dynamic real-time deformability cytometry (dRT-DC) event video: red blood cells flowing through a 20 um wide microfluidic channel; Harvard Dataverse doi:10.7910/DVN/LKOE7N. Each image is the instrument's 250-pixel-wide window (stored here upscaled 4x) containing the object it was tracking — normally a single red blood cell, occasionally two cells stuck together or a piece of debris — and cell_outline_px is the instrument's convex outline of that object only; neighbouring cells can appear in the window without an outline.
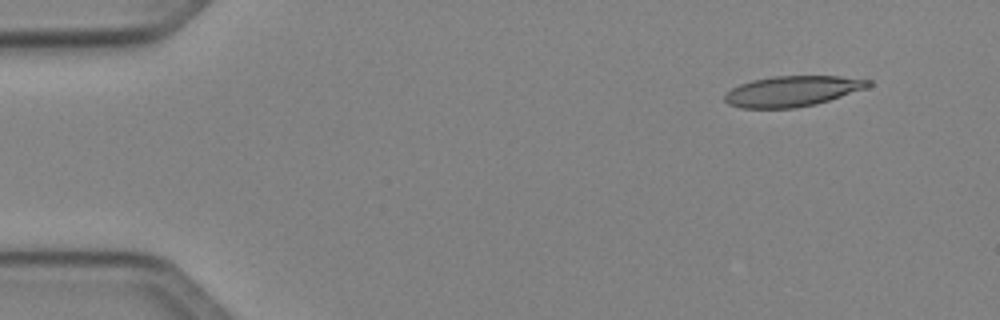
{"species": "Egyptian fruit bat (a non-hibernating species)", "species_latin": "Rousettus aegyptiacus", "temperature_condition": "cold", "stored_images_in_passage": 4, "camera_frame_rate_fps": 3000, "um_per_image_px": 0.085, "animal": {"sex": "female"}, "frame": {"image": 1, "passage_image": 1, "time_ms": 0.0, "image_size_px": [1000, 320], "cell_outline_px": [[872, 84], [868, 88], [816, 104], [796, 108], [740, 108], [728, 104], [724, 100], [724, 96], [732, 88], [740, 84], [752, 80], [772, 76], [840, 76], [872, 80]], "centroid_in_image_um": [67.37, 7.75], "position_along_channel_um": 17.6, "area_um2": 25.66}}
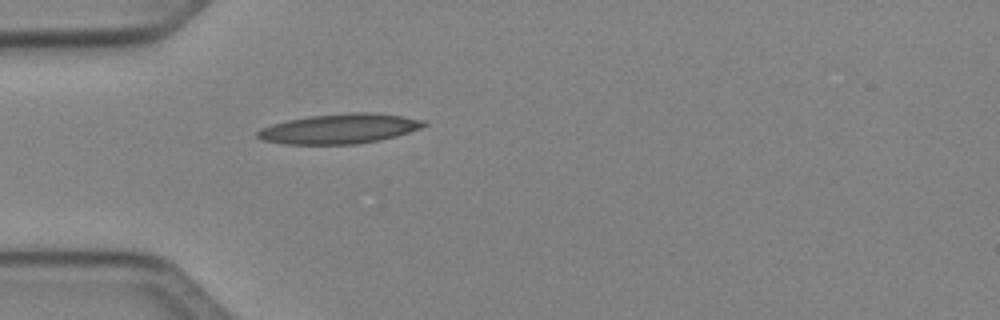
{"frame": {"image": 2, "passage_image": 4, "time_ms": 3.333, "image_size_px": [1000, 320], "cell_outline_px": [[428, 124], [420, 128], [396, 136], [380, 140], [356, 144], [284, 144], [264, 140], [256, 136], [256, 132], [260, 128], [272, 124], [288, 120], [308, 116], [352, 112], [368, 112], [400, 116], [424, 120]], "centroid_in_image_um": [28.83, 10.94], "position_along_channel_um": 56.2, "area_um2": 28.78}}